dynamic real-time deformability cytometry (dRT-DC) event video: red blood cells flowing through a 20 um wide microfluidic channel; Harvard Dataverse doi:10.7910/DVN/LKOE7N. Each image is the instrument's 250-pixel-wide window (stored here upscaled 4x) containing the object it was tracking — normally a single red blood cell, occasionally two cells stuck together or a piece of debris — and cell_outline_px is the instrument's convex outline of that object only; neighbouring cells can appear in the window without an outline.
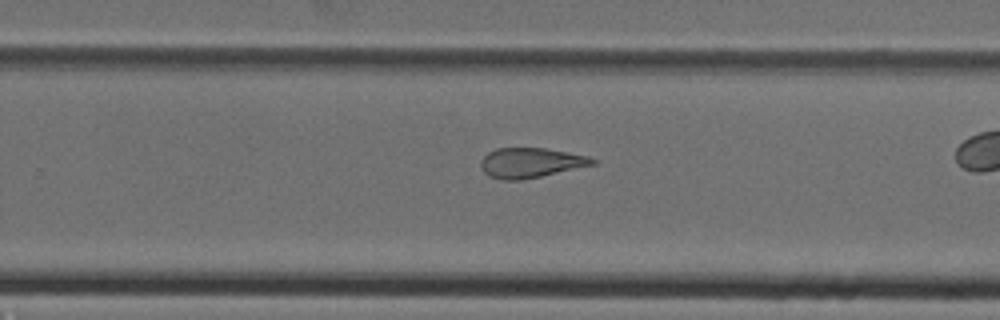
{"species": "Egyptian fruit bat (a non-hibernating species)", "species_latin": "Rousettus aegyptiacus", "temperature_condition": "cold", "stored_images_in_passage": 22, "camera_frame_rate_fps": 3000, "um_per_image_px": 0.085, "animal": {"sex": "female"}, "frame": {"image": 1, "passage_image": 16, "time_ms": 5.0, "image_size_px": [1000, 320], "cell_outline_px": [[596, 164], [540, 176], [520, 180], [500, 180], [488, 176], [484, 172], [480, 164], [480, 160], [488, 152], [496, 148], [544, 148], [588, 156], [596, 160]], "centroid_in_image_um": [45.06, 13.83], "position_along_channel_um": 284.7, "area_um2": 19.36}}
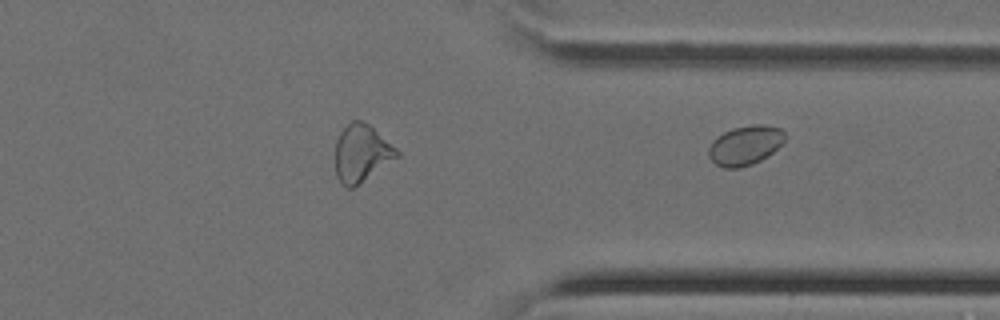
{"frame": {"image": 2, "passage_image": 22, "time_ms": 7.0, "image_size_px": [1000, 320], "cell_outline_px": [[784, 140], [768, 156], [752, 164], [740, 168], [724, 168], [716, 164], [708, 156], [708, 148], [712, 140], [724, 132], [732, 128], [752, 124], [764, 124], [780, 128], [784, 132]], "centroid_in_image_um": [63.31, 12.35], "position_along_channel_um": 348.1, "area_um2": 17.51}}